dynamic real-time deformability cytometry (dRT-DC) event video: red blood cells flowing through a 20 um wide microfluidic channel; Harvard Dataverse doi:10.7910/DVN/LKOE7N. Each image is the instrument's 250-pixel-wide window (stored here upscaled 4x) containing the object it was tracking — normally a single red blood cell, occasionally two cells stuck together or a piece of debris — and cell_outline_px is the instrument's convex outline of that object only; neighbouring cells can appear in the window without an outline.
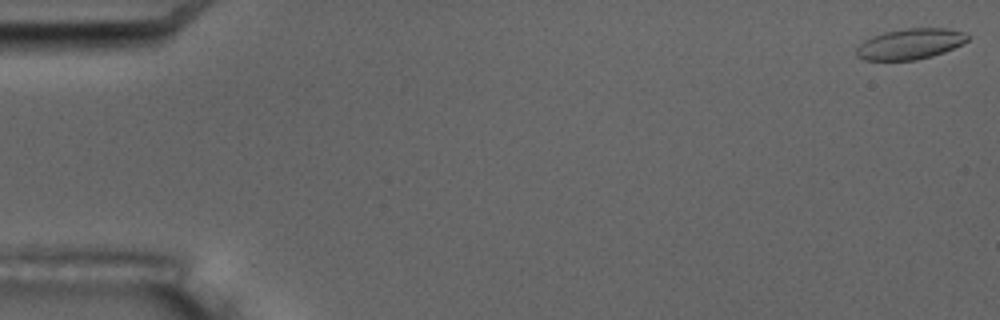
{"species": "common noctule bat (a hibernating species)", "species_latin": "Nyctalus noctula", "temperature_condition": "room temperature", "stored_images_in_passage": 5, "camera_frame_rate_fps": 3000, "um_per_image_px": 0.085, "animal": {"sex": "male", "body_mass_g": 17.5, "forearm_length_mm": 52.3}, "frame": {"image": 1, "passage_image": 1, "time_ms": 0.0, "image_size_px": [1000, 320], "cell_outline_px": [[968, 40], [964, 44], [944, 52], [932, 56], [916, 60], [864, 60], [856, 56], [856, 48], [864, 40], [872, 36], [884, 32], [904, 28], [944, 28], [964, 32], [968, 36]], "centroid_in_image_um": [77.36, 3.73], "position_along_channel_um": 7.6, "area_um2": 20.0}}